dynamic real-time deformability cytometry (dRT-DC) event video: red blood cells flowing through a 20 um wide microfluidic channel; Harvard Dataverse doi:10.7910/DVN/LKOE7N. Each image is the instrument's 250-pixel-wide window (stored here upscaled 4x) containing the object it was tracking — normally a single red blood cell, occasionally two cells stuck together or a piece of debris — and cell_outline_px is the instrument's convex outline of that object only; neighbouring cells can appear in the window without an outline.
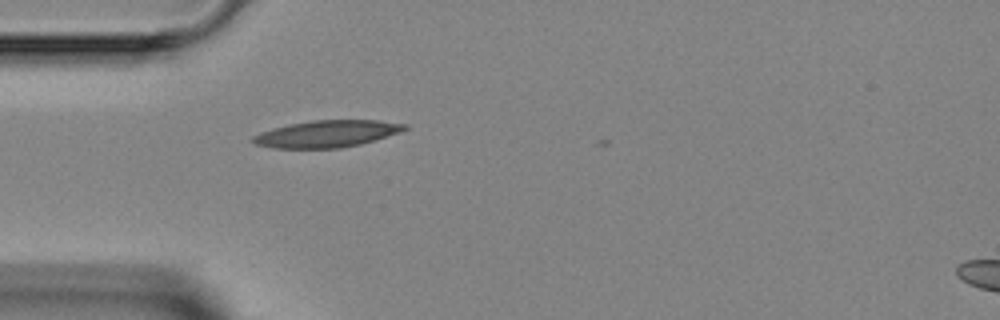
{"species": "Egyptian fruit bat (a non-hibernating species)", "species_latin": "Rousettus aegyptiacus", "temperature_condition": "room temperature", "stored_images_in_passage": 6, "camera_frame_rate_fps": 3000, "um_per_image_px": 0.085, "animal": {"sex": "female"}, "frame": {"image": 1, "passage_image": 6, "time_ms": 7.333, "image_size_px": [1000, 320], "cell_outline_px": [[408, 128], [400, 132], [360, 144], [340, 148], [276, 148], [256, 144], [248, 140], [252, 136], [260, 132], [272, 128], [288, 124], [312, 120], [380, 120], [408, 124]], "centroid_in_image_um": [27.76, 11.36], "position_along_channel_um": 57.2, "area_um2": 23.87}}